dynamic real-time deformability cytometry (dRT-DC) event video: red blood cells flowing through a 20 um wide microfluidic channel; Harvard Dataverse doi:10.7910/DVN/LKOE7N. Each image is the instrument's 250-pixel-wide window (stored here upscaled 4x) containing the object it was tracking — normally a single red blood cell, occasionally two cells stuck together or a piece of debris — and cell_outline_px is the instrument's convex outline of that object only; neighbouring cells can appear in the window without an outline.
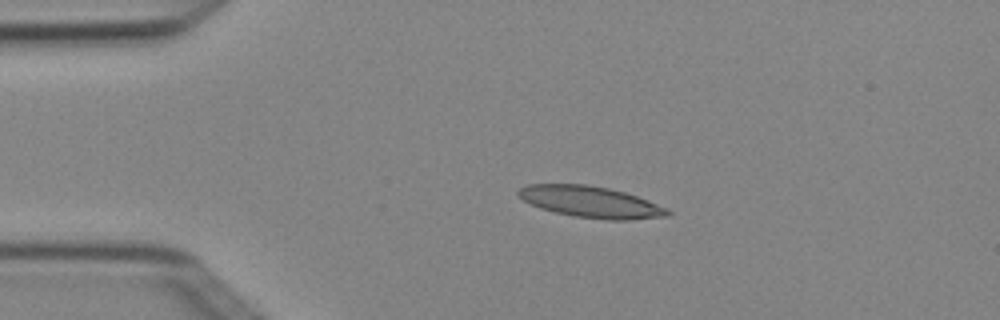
{"species": "Egyptian fruit bat (a non-hibernating species)", "species_latin": "Rousettus aegyptiacus", "temperature_condition": "cold", "stored_images_in_passage": 4, "camera_frame_rate_fps": 3000, "um_per_image_px": 0.085, "animal": {"sex": "female"}, "frame": {"image": 1, "passage_image": 3, "time_ms": 0.667, "image_size_px": [1000, 320], "cell_outline_px": [[672, 216], [628, 220], [608, 220], [576, 216], [556, 212], [540, 208], [524, 200], [516, 192], [520, 188], [528, 184], [588, 184], [608, 188], [624, 192], [636, 196], [668, 208], [672, 212]], "centroid_in_image_um": [50.26, 17.16], "position_along_channel_um": 34.7, "area_um2": 27.17}}